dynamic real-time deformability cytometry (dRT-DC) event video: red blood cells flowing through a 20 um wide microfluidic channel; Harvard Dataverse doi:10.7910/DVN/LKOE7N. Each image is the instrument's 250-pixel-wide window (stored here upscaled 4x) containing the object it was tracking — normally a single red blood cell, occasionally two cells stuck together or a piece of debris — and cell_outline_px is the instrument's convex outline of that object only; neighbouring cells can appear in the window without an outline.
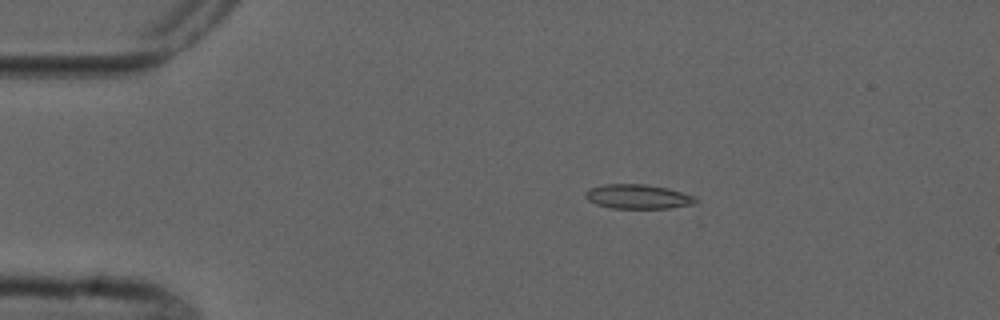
{"species": "common noctule bat (a hibernating species)", "species_latin": "Nyctalus noctula", "temperature_condition": "cold", "stored_images_in_passage": 4, "camera_frame_rate_fps": 3000, "um_per_image_px": 0.085, "animal": {"sex": "male", "forearm_length_mm": 52.5}, "frame": {"image": 1, "passage_image": 3, "time_ms": 2.0, "image_size_px": [1000, 320], "cell_outline_px": [[696, 200], [692, 204], [668, 208], [608, 208], [596, 204], [588, 200], [584, 196], [584, 192], [592, 188], [604, 184], [644, 184], [668, 188], [696, 196]], "centroid_in_image_um": [54.19, 16.71], "position_along_channel_um": 30.8, "area_um2": 15.61}}